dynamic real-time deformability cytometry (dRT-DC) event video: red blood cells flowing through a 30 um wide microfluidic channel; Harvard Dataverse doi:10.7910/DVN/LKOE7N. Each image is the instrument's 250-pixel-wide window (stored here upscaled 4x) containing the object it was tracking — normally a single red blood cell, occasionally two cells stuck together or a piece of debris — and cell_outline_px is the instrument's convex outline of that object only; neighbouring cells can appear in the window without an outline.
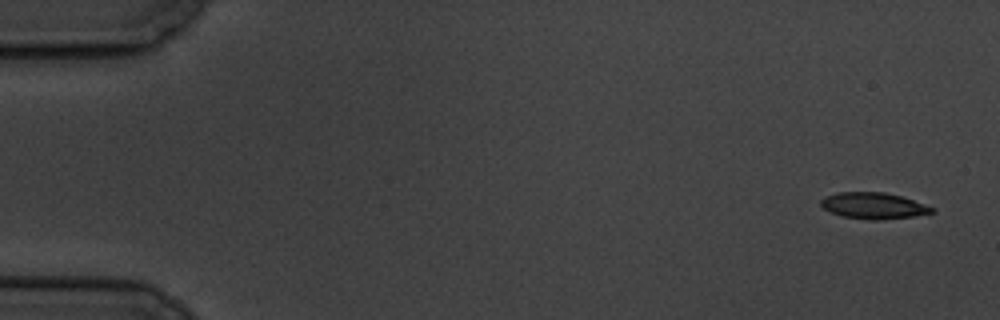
{"species": "common noctule bat (a hibernating species)", "species_latin": "Nyctalus noctula", "temperature_condition": "cold", "stored_images_in_passage": 7, "camera_frame_rate_fps": 3000, "um_per_image_px": 0.085, "animal": {"sex": "male", "body_mass_g": 19.5, "forearm_length_mm": 54.6}, "frame": {"image": 1, "passage_image": 1, "time_ms": 0.0, "image_size_px": [1000, 320], "cell_outline_px": [[936, 212], [912, 216], [880, 220], [872, 220], [844, 216], [828, 212], [820, 204], [820, 200], [824, 196], [836, 192], [884, 192], [900, 196], [936, 208]], "centroid_in_image_um": [74.22, 17.48], "position_along_channel_um": 10.8, "area_um2": 16.99}}
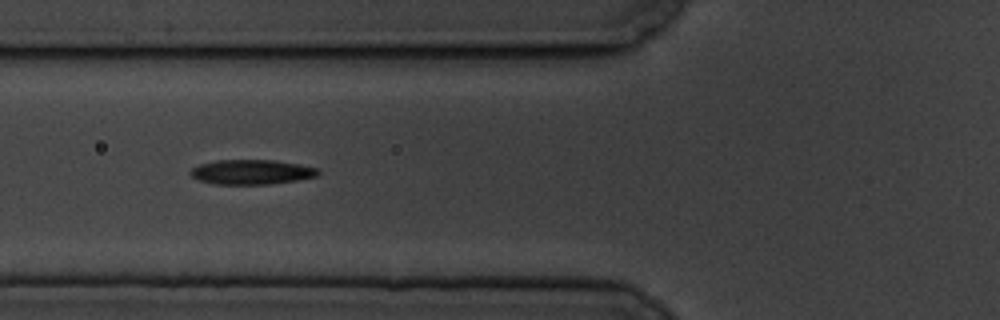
{"frame": {"image": 2, "passage_image": 6, "time_ms": 6.667, "image_size_px": [1000, 320], "cell_outline_px": [[320, 172], [316, 176], [296, 180], [268, 184], [216, 184], [200, 180], [192, 176], [188, 172], [192, 168], [200, 164], [216, 160], [272, 160], [300, 164], [320, 168]], "centroid_in_image_um": [21.39, 14.61], "position_along_channel_um": 104.4, "area_um2": 18.32}}
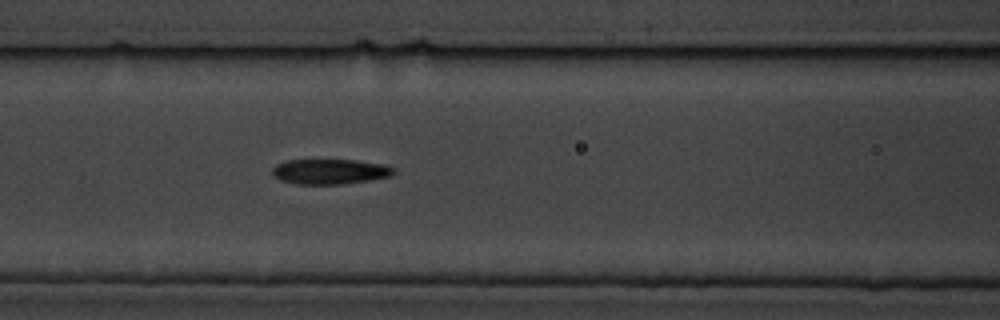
{"frame": {"image": 3, "passage_image": 7, "time_ms": 7.667, "image_size_px": [1000, 320], "cell_outline_px": [[396, 172], [392, 176], [368, 180], [340, 184], [296, 184], [280, 180], [272, 176], [272, 168], [276, 164], [288, 160], [356, 160], [384, 164], [396, 168]], "centroid_in_image_um": [28.05, 14.58], "position_along_channel_um": 138.5, "area_um2": 17.92}}